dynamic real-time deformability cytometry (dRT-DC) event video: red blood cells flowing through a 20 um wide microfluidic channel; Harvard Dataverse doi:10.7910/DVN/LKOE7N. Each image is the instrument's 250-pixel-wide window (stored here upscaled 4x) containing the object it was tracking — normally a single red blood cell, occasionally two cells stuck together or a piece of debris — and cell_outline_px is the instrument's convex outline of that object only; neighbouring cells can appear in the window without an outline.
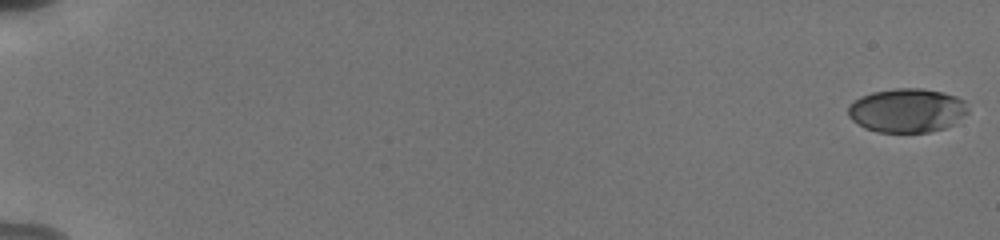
{"species": "human", "species_latin": "Homo sapiens", "temperature_condition": "cold", "stored_images_in_passage": 56, "camera_frame_rate_fps": 3000, "um_per_image_px": 0.085, "donor": {"sex": "male"}, "frame": {"image": 1, "passage_image": 1, "time_ms": 0.0, "image_size_px": [1000, 240], "cell_outline_px": [[968, 112], [952, 124], [944, 128], [932, 132], [880, 132], [864, 128], [852, 120], [848, 116], [848, 104], [860, 96], [872, 92], [896, 88], [920, 88], [944, 92], [956, 96], [964, 100], [968, 108]], "centroid_in_image_um": [77.08, 9.38], "position_along_channel_um": 7.9, "area_um2": 30.87}}
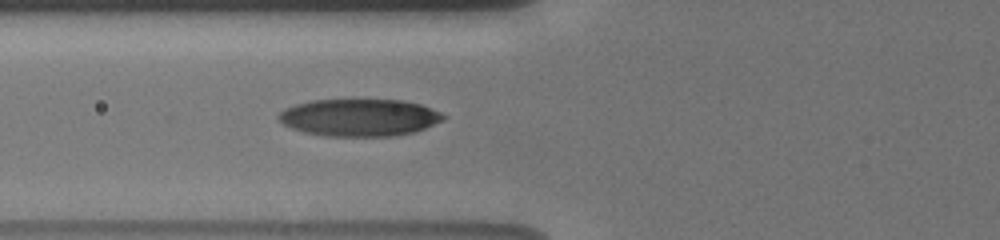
{"frame": {"image": 2, "passage_image": 24, "time_ms": 7.667, "image_size_px": [1000, 240], "cell_outline_px": [[448, 116], [444, 120], [416, 132], [396, 136], [328, 136], [304, 132], [292, 128], [284, 124], [276, 116], [284, 108], [296, 104], [312, 100], [400, 100], [420, 104], [440, 112]], "centroid_in_image_um": [30.57, 9.99], "position_along_channel_um": 95.2, "area_um2": 35.84}}
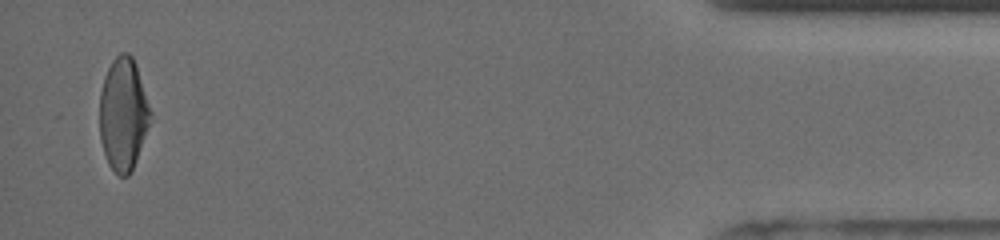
{"frame": {"image": 3, "passage_image": 55, "time_ms": 18.0, "image_size_px": [1000, 240], "cell_outline_px": [[152, 112], [132, 172], [128, 176], [120, 176], [108, 164], [100, 140], [100, 92], [104, 76], [112, 60], [120, 52], [128, 52], [132, 56], [136, 64]], "centroid_in_image_um": [10.46, 9.67], "position_along_channel_um": 424.7, "area_um2": 33.18}, "authors_computed_cell_mechanics": {"area_um2": 33.8708, "velocity_mm_per_s": 3.8257, "shape_relaxation_time_tau1_ms": 3.461, "shape_relaxation_time_tau2_ms": 1.9676, "deformation_change_tau1": 0.1521, "deformation_change_tau2": 0.0731}}